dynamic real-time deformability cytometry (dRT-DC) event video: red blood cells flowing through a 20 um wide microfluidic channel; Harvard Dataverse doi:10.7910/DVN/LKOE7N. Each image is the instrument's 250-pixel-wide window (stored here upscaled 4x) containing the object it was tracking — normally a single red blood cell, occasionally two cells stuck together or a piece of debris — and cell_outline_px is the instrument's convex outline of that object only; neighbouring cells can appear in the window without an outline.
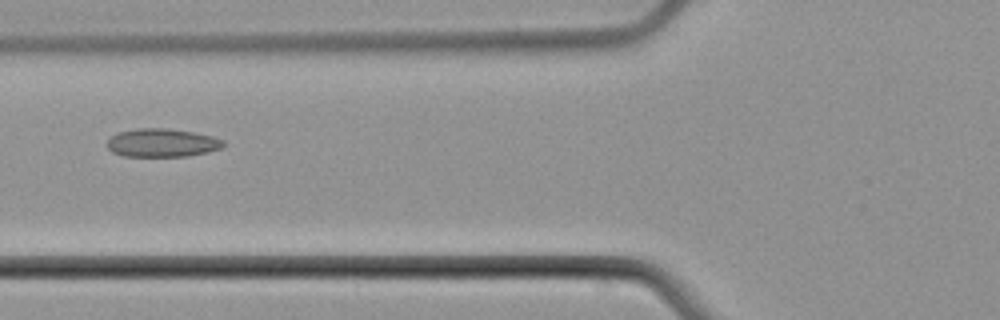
{"species": "common noctule bat (a hibernating species)", "species_latin": "Nyctalus noctula", "temperature_condition": "cold", "stored_images_in_passage": 5, "camera_frame_rate_fps": 3000, "um_per_image_px": 0.085, "animal": {"sex": "male", "body_mass_g": 21.5, "forearm_length_mm": 52.0}, "frame": {"image": 1, "passage_image": 5, "time_ms": 5.0, "image_size_px": [1000, 320], "cell_outline_px": [[224, 144], [220, 148], [208, 152], [188, 156], [124, 156], [112, 152], [108, 148], [108, 140], [112, 136], [120, 132], [136, 128], [168, 128], [196, 132], [212, 136], [224, 140]], "centroid_in_image_um": [13.8, 12.13], "position_along_channel_um": 112.0, "area_um2": 19.19}}